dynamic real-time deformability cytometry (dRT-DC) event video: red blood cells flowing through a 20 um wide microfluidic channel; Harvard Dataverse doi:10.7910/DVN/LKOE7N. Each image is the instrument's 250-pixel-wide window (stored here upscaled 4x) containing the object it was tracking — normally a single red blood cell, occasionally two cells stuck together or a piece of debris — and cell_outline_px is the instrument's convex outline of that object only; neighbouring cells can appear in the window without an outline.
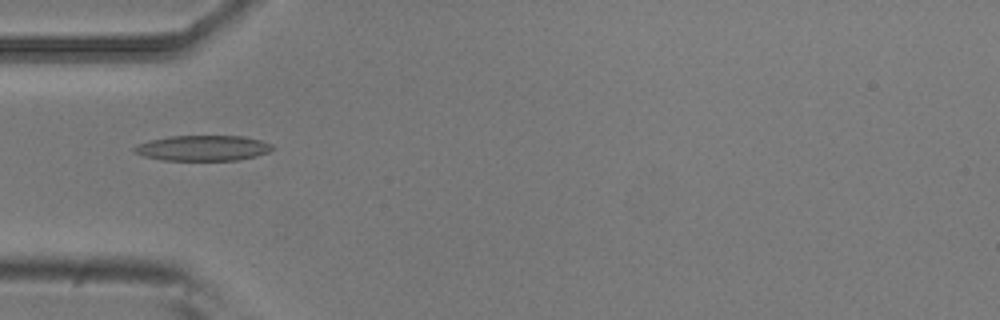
{"species": "common noctule bat (a hibernating species)", "species_latin": "Nyctalus noctula", "temperature_condition": "room temperature", "stored_images_in_passage": 7, "camera_frame_rate_fps": 3000, "um_per_image_px": 0.085, "animal": {"sex": "male", "body_mass_g": 20.5, "forearm_length_mm": 52.5}, "frame": {"image": 1, "passage_image": 5, "time_ms": 1.333, "image_size_px": [1000, 320], "cell_outline_px": [[276, 148], [268, 152], [256, 156], [236, 160], [164, 160], [144, 156], [132, 152], [132, 148], [140, 144], [152, 140], [168, 136], [244, 136], [260, 140], [272, 144]], "centroid_in_image_um": [17.27, 12.58], "position_along_channel_um": 67.7, "area_um2": 20.4}}
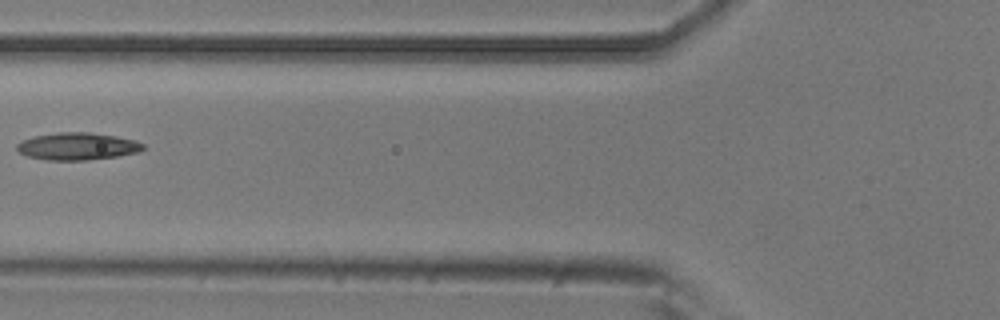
{"frame": {"image": 2, "passage_image": 6, "time_ms": 1.667, "image_size_px": [1000, 320], "cell_outline_px": [[144, 148], [136, 152], [120, 156], [84, 160], [48, 160], [28, 156], [20, 152], [16, 148], [16, 144], [32, 136], [56, 132], [88, 132], [116, 136], [136, 140], [144, 144]], "centroid_in_image_um": [6.58, 12.43], "position_along_channel_um": 119.2, "area_um2": 20.06}}
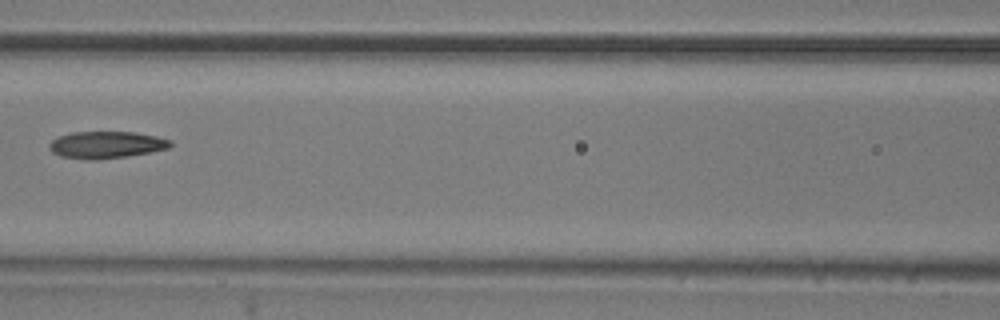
{"frame": {"image": 3, "passage_image": 7, "time_ms": 2.0, "image_size_px": [1000, 320], "cell_outline_px": [[172, 144], [168, 148], [148, 152], [124, 156], [96, 160], [88, 160], [60, 156], [52, 152], [48, 148], [48, 144], [52, 140], [60, 136], [72, 132], [136, 132], [156, 136], [172, 140]], "centroid_in_image_um": [9.0, 12.3], "position_along_channel_um": 157.6, "area_um2": 18.96}}